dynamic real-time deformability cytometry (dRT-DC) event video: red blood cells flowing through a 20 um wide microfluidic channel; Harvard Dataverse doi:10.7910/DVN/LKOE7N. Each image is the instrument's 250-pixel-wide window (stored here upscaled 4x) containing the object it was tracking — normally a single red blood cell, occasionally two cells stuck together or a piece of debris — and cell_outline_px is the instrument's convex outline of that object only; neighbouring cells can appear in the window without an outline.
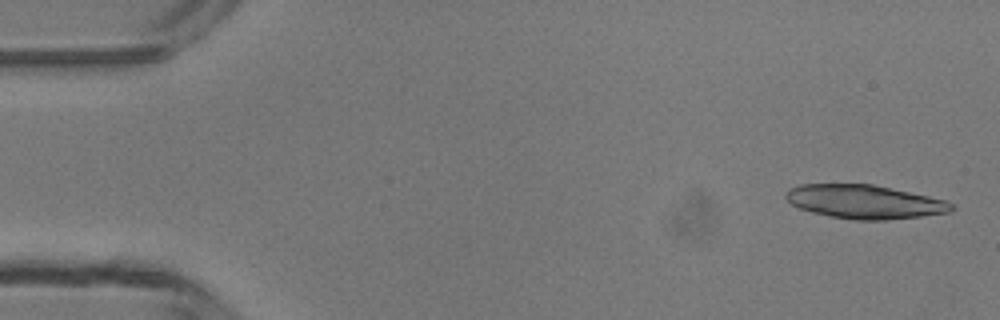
{"species": "common noctule bat (a hibernating species)", "species_latin": "Nyctalus noctula", "temperature_condition": "room temperature", "stored_images_in_passage": 4, "camera_frame_rate_fps": 3000, "um_per_image_px": 0.085, "animal": {"sex": "male", "body_mass_g": 13.3}, "frame": {"image": 1, "passage_image": 1, "time_ms": 0.0, "image_size_px": [1000, 320], "cell_outline_px": [[956, 208], [952, 212], [924, 216], [888, 220], [852, 220], [812, 212], [800, 208], [792, 204], [784, 196], [788, 188], [800, 184], [872, 184], [928, 196], [944, 200], [952, 204]], "centroid_in_image_um": [73.5, 17.15], "position_along_channel_um": 11.5, "area_um2": 32.6}}